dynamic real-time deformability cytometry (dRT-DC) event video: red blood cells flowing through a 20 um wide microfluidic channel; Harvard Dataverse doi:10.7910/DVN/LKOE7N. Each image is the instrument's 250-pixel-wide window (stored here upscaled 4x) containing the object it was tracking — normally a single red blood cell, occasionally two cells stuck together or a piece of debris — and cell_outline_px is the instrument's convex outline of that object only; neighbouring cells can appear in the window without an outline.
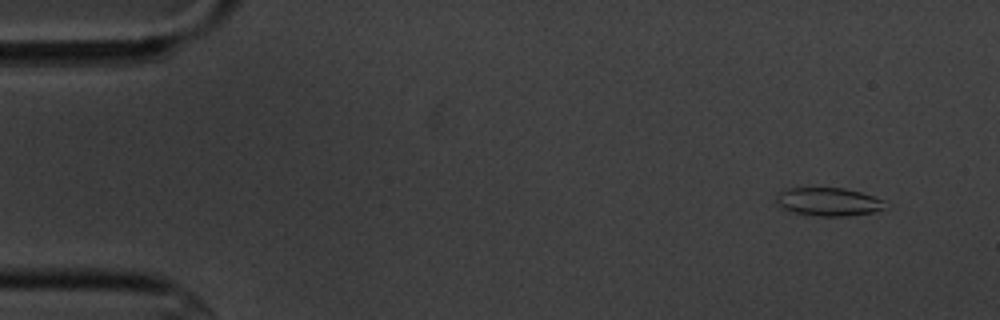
{"species": "common noctule bat (a hibernating species)", "species_latin": "Nyctalus noctula", "temperature_condition": "cold", "stored_images_in_passage": 16, "camera_frame_rate_fps": 3000, "um_per_image_px": 0.085, "animal": {"sex": "male", "body_mass_g": 20.1, "forearm_length_mm": 53.5}, "frame": {"image": 1, "passage_image": 1, "time_ms": 0.0, "image_size_px": [1000, 320], "cell_outline_px": [[888, 208], [872, 212], [844, 216], [820, 216], [796, 212], [780, 208], [776, 204], [776, 196], [780, 192], [788, 188], [844, 188], [860, 192], [884, 200]], "centroid_in_image_um": [70.42, 17.15], "position_along_channel_um": 14.6, "area_um2": 17.86}}
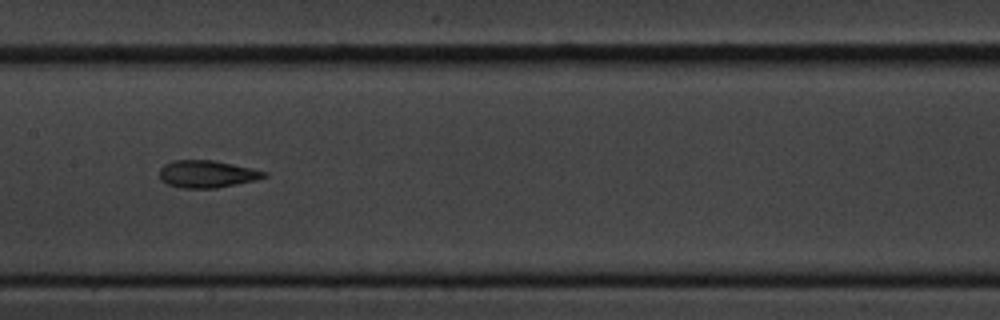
{"frame": {"image": 2, "passage_image": 8, "time_ms": 8.0, "image_size_px": [1000, 320], "cell_outline_px": [[268, 176], [256, 180], [216, 188], [180, 188], [168, 184], [160, 180], [160, 168], [164, 164], [172, 160], [212, 160], [252, 168], [268, 172]], "centroid_in_image_um": [17.59, 14.79], "position_along_channel_um": 189.8, "area_um2": 16.7}}
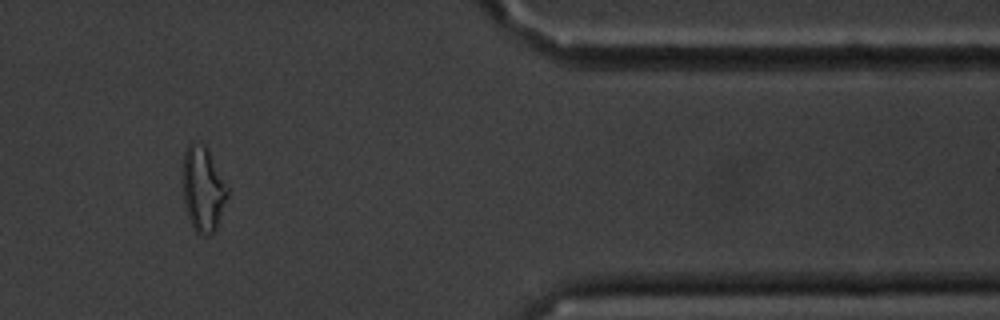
{"frame": {"image": 3, "passage_image": 14, "time_ms": 14.667, "image_size_px": [1000, 320], "cell_outline_px": [[228, 196], [216, 228], [208, 236], [204, 236], [196, 232], [192, 228], [184, 204], [184, 152], [188, 144], [204, 144], [228, 188]], "centroid_in_image_um": [17.26, 16.13], "position_along_channel_um": 394.1, "area_um2": 21.56}, "authors_computed_cell_mechanics": {"area_um2": 17.0221, "velocity_mm_per_s": 3.4775, "shape_relaxation_time_tau1_ms": 7.1782, "shape_relaxation_time_tau2_ms": 1.4405, "deformation_change_tau1": 0.1625, "deformation_change_tau2": 0.084}}